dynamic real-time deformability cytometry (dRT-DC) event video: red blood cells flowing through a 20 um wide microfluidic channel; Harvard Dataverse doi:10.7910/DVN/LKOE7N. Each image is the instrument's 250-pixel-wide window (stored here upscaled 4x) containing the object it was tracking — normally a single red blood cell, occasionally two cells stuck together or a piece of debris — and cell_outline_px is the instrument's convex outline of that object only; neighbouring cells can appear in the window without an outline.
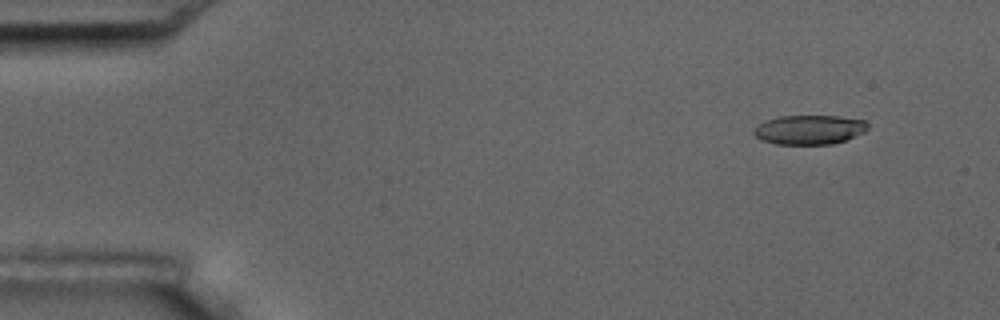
{"species": "common noctule bat (a hibernating species)", "species_latin": "Nyctalus noctula", "temperature_condition": "room temperature", "stored_images_in_passage": 10, "camera_frame_rate_fps": 3000, "um_per_image_px": 0.085, "animal": {"sex": "male", "body_mass_g": 17.5, "forearm_length_mm": 52.3}, "frame": {"image": 1, "passage_image": 1, "time_ms": 0.0, "image_size_px": [1000, 320], "cell_outline_px": [[868, 128], [864, 132], [844, 140], [832, 144], [776, 144], [764, 140], [756, 136], [752, 132], [764, 120], [780, 116], [840, 116], [864, 120], [868, 124]], "centroid_in_image_um": [68.81, 11.01], "position_along_channel_um": 16.2, "area_um2": 19.31}}
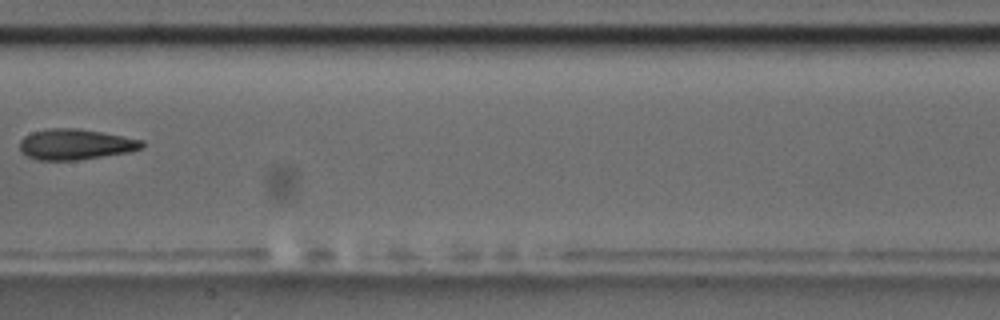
{"frame": {"image": 2, "passage_image": 8, "time_ms": 2.333, "image_size_px": [1000, 320], "cell_outline_px": [[144, 148], [132, 152], [76, 160], [40, 160], [28, 156], [20, 152], [20, 140], [24, 136], [32, 132], [52, 128], [76, 128], [100, 132], [144, 140]], "centroid_in_image_um": [6.44, 12.27], "position_along_channel_um": 201.0, "area_um2": 21.85}}
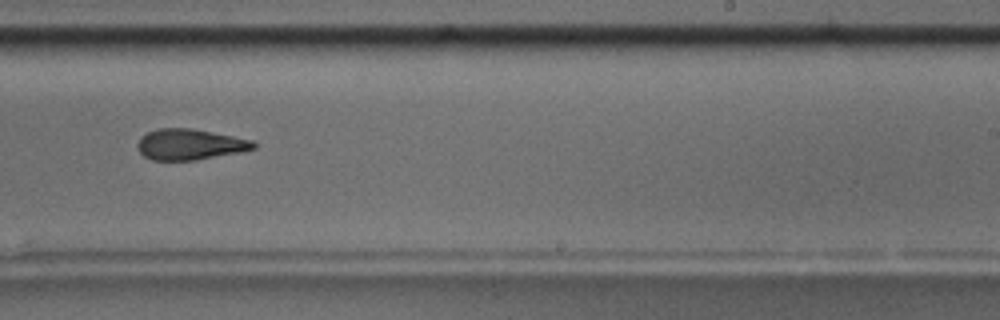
{"frame": {"image": 3, "passage_image": 10, "time_ms": 3.0, "image_size_px": [1000, 320], "cell_outline_px": [[256, 148], [240, 152], [196, 160], [152, 160], [144, 156], [136, 148], [136, 144], [140, 136], [148, 132], [160, 128], [192, 128], [252, 140], [256, 144]], "centroid_in_image_um": [16.1, 12.27], "position_along_channel_um": 272.9, "area_um2": 20.87}}